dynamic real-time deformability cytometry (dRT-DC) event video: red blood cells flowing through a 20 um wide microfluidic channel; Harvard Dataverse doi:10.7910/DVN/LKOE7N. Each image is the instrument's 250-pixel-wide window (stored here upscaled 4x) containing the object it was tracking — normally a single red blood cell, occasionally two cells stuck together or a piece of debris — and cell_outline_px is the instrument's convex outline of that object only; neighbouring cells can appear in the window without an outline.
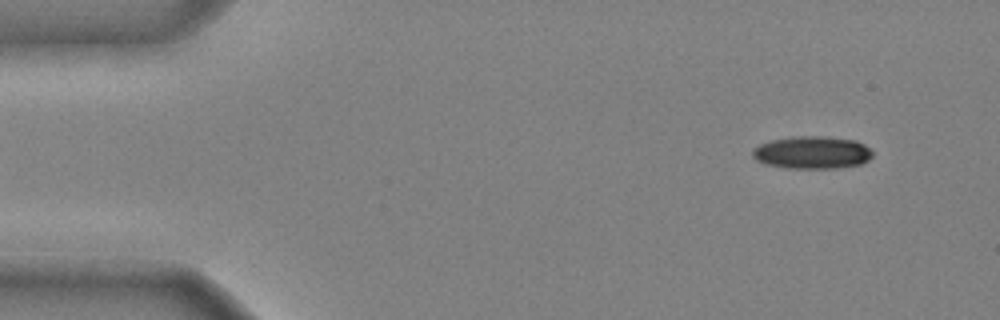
{"species": "common noctule bat (a hibernating species)", "species_latin": "Nyctalus noctula", "temperature_condition": "cold", "stored_images_in_passage": 45, "camera_frame_rate_fps": 3000, "um_per_image_px": 0.085, "animal": {"sex": "male", "body_mass_g": 20.4}, "frame": {"image": 1, "passage_image": 4, "time_ms": 1.0, "image_size_px": [1000, 320], "cell_outline_px": [[872, 156], [868, 160], [860, 164], [836, 168], [788, 168], [764, 164], [756, 160], [752, 156], [752, 148], [760, 144], [772, 140], [796, 136], [824, 136], [856, 140], [864, 144], [872, 152]], "centroid_in_image_um": [69.01, 12.96], "position_along_channel_um": 16.0, "area_um2": 22.83}}
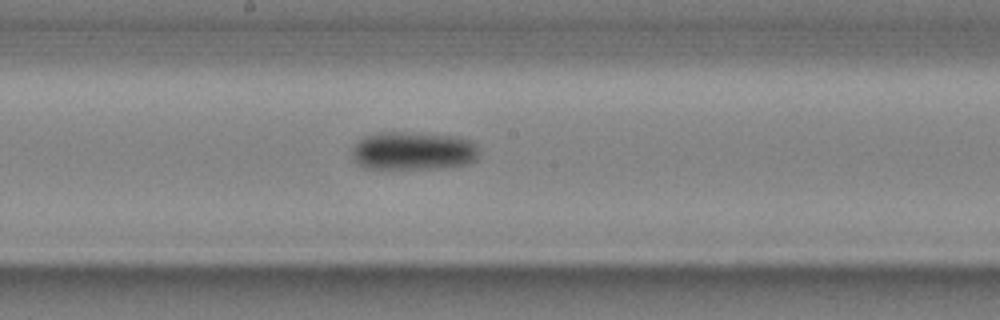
{"frame": {"image": 2, "passage_image": 26, "time_ms": 8.333, "image_size_px": [1000, 320], "cell_outline_px": [[480, 156], [476, 160], [468, 164], [440, 168], [372, 168], [360, 164], [356, 160], [352, 152], [356, 144], [364, 136], [372, 132], [408, 132], [456, 136], [472, 140], [476, 144], [480, 152]], "centroid_in_image_um": [35.21, 12.8], "position_along_channel_um": 213.0, "area_um2": 28.38}}
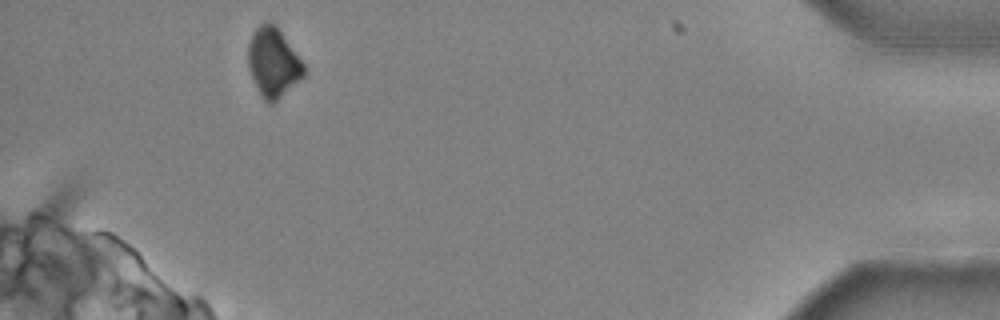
{"frame": {"image": 3, "passage_image": 45, "time_ms": 14.667, "image_size_px": [1000, 320], "cell_outline_px": [[304, 76], [272, 104], [268, 104], [264, 100], [248, 68], [248, 44], [252, 32], [260, 24], [268, 20], [272, 20], [276, 24], [304, 64]], "centroid_in_image_um": [23.21, 5.26], "position_along_channel_um": 412.0, "area_um2": 22.37}, "authors_computed_cell_mechanics": {"area_um2": 25.5476, "velocity_mm_per_s": 3.983, "shape_relaxation_time_tau1_ms": 6.5575, "shape_relaxation_time_tau2_ms": null, "deformation_change_tau1": 0.1363, "deformation_change_tau2": null}}